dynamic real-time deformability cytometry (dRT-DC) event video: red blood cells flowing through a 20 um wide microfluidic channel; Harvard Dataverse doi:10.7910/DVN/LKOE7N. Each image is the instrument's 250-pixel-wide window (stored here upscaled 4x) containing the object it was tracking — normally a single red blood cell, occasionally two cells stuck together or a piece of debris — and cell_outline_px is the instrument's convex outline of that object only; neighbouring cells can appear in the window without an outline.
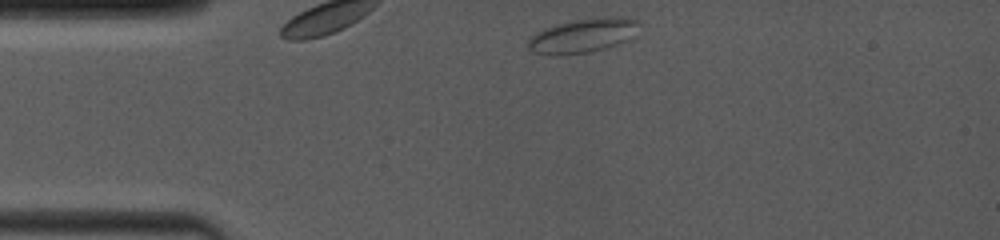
{"species": "common noctule bat (a hibernating species)", "species_latin": "Nyctalus noctula", "temperature_condition": "room temperature", "stored_images_in_passage": 3, "camera_frame_rate_fps": 4000, "um_per_image_px": 0.085, "animal": {"sex": "female", "body_mass_g": 19.0, "forearm_length_mm": 53.3}, "frame": {"image": 1, "passage_image": 1, "time_ms": 0.0, "image_size_px": [1000, 240], "cell_outline_px": [[640, 36], [604, 48], [588, 52], [560, 56], [552, 56], [532, 52], [528, 48], [528, 40], [536, 32], [560, 24], [576, 20], [636, 20]], "centroid_in_image_um": [49.48, 3.12], "position_along_channel_um": 35.5, "area_um2": 21.15}}